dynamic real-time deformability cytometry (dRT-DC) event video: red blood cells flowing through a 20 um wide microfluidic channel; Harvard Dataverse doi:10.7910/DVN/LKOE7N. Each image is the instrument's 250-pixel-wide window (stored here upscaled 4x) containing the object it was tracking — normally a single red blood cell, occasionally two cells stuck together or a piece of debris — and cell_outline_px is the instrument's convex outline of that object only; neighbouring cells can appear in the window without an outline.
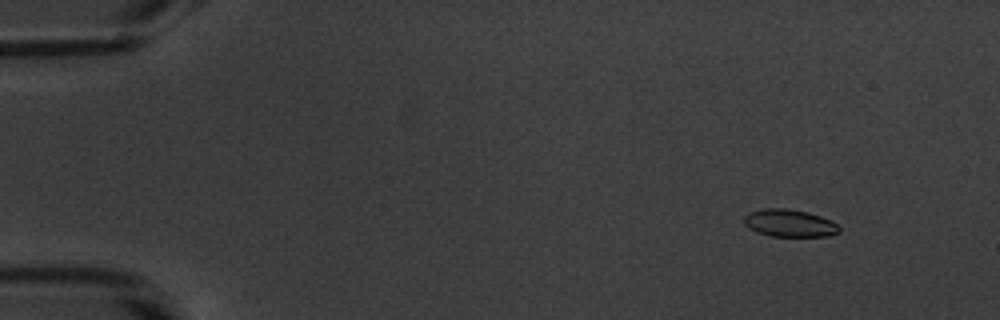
{"species": "common noctule bat (a hibernating species)", "species_latin": "Nyctalus noctula", "temperature_condition": "warm", "stored_images_in_passage": 55, "camera_frame_rate_fps": 3000, "um_per_image_px": 0.085, "animal": {"sex": "male", "body_mass_g": 20.1, "forearm_length_mm": 53.5}, "frame": {"image": 1, "passage_image": 7, "time_ms": 2.0, "image_size_px": [1000, 320], "cell_outline_px": [[840, 232], [828, 236], [772, 236], [756, 232], [744, 224], [744, 216], [748, 212], [764, 208], [784, 208], [808, 212], [832, 220], [840, 224]], "centroid_in_image_um": [67.13, 18.96], "position_along_channel_um": 17.9, "area_um2": 15.37}}
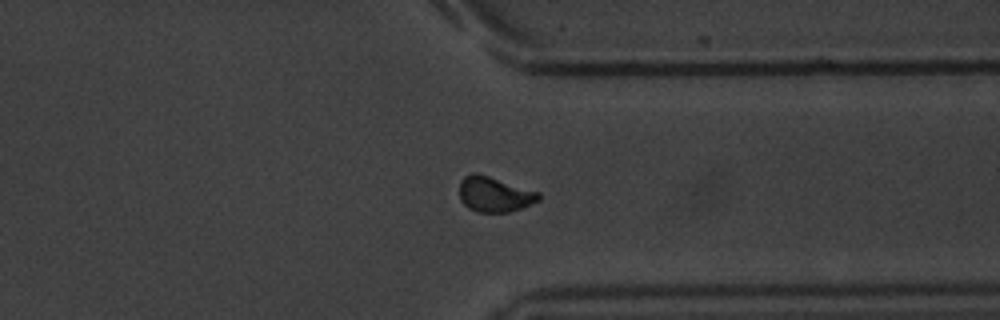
{"frame": {"image": 2, "passage_image": 43, "time_ms": 14.0, "image_size_px": [1000, 320], "cell_outline_px": [[540, 200], [520, 208], [508, 212], [480, 212], [468, 208], [460, 200], [460, 180], [464, 176], [472, 172], [476, 172], [540, 192]], "centroid_in_image_um": [42.01, 16.5], "position_along_channel_um": 369.4, "area_um2": 16.24}}
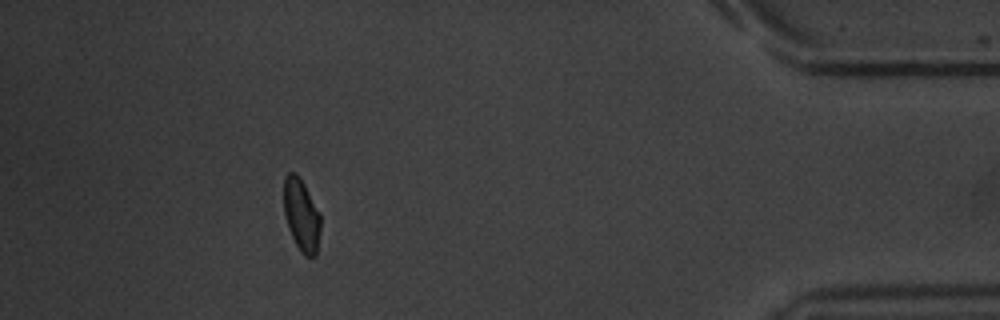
{"frame": {"image": 3, "passage_image": 50, "time_ms": 16.333, "image_size_px": [1000, 320], "cell_outline_px": [[320, 228], [316, 256], [304, 256], [300, 252], [288, 228], [284, 216], [284, 176], [288, 172], [296, 172], [304, 184], [320, 212]], "centroid_in_image_um": [25.61, 18.27], "position_along_channel_um": 409.6, "area_um2": 15.61}, "authors_computed_cell_mechanics": {"area_um2": 15.7794, "velocity_mm_per_s": 3.8322, "shape_relaxation_time_tau1_ms": 3.0477, "shape_relaxation_time_tau2_ms": 1.4279, "deformation_change_tau1": 0.1157, "deformation_change_tau2": 0.0632}}